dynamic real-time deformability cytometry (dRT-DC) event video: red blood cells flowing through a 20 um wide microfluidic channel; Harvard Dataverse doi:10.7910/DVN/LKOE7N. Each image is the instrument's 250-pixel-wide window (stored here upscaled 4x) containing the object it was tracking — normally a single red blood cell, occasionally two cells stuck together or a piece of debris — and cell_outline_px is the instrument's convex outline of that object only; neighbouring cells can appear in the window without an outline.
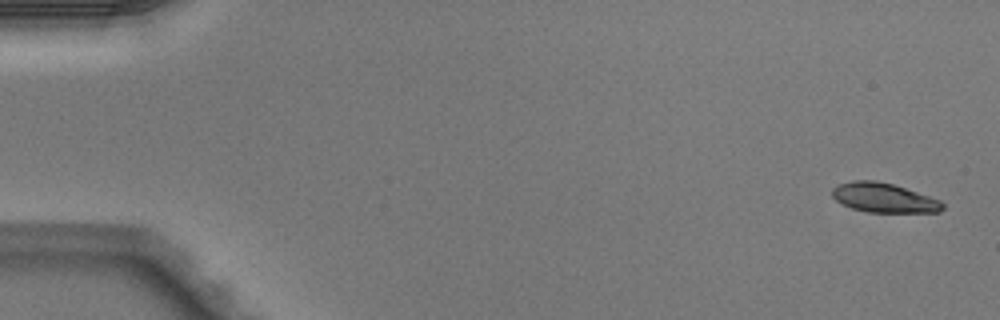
{"species": "Egyptian fruit bat (a non-hibernating species)", "species_latin": "Rousettus aegyptiacus", "temperature_condition": "warm", "stored_images_in_passage": 5, "camera_frame_rate_fps": 3000, "um_per_image_px": 0.085, "animal": {"sex": "male"}, "frame": {"image": 1, "passage_image": 1, "time_ms": 0.0, "image_size_px": [1000, 320], "cell_outline_px": [[944, 208], [940, 212], [868, 212], [852, 208], [836, 200], [832, 196], [832, 188], [836, 184], [852, 180], [876, 180], [892, 184], [940, 200], [944, 204]], "centroid_in_image_um": [75.1, 16.8], "position_along_channel_um": 9.9, "area_um2": 18.84}}